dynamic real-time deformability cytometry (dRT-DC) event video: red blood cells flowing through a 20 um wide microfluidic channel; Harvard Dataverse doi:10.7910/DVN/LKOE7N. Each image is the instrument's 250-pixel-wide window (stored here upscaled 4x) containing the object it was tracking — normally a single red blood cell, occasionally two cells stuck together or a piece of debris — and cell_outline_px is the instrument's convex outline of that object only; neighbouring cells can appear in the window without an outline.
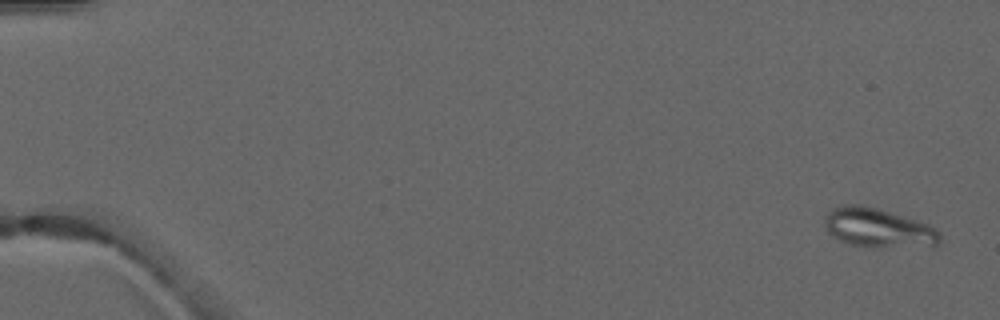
{"species": "common noctule bat (a hibernating species)", "species_latin": "Nyctalus noctula", "temperature_condition": "warm", "stored_images_in_passage": 4, "camera_frame_rate_fps": 3000, "um_per_image_px": 0.085, "animal": {"sex": "male", "forearm_length_mm": 52.5}, "frame": {"image": 1, "passage_image": 1, "time_ms": 0.0, "image_size_px": [1000, 320], "cell_outline_px": [[940, 240], [936, 244], [876, 248], [852, 244], [840, 240], [828, 232], [824, 224], [824, 216], [832, 208], [840, 204], [860, 204], [876, 208], [904, 216], [928, 224], [940, 232]], "centroid_in_image_um": [74.58, 19.35], "position_along_channel_um": 10.4, "area_um2": 26.07}}